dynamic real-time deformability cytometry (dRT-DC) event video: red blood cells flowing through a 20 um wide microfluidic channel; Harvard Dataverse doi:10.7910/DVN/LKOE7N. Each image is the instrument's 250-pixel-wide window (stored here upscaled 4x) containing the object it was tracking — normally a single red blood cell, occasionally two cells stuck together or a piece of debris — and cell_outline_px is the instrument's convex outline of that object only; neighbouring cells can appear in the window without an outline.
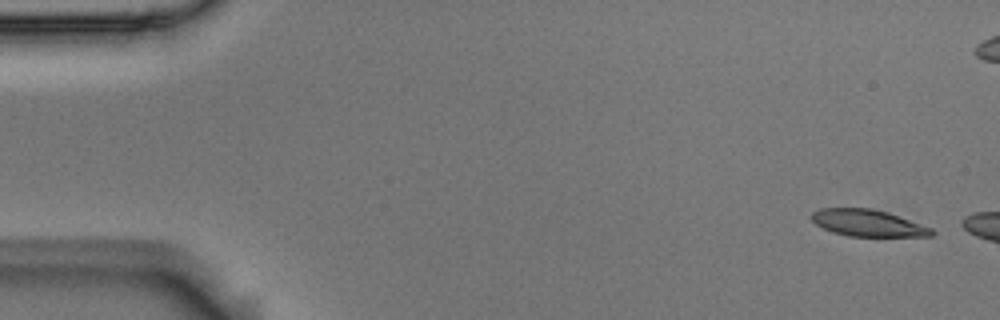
{"species": "Egyptian fruit bat (a non-hibernating species)", "species_latin": "Rousettus aegyptiacus", "temperature_condition": "room temperature", "stored_images_in_passage": 3, "camera_frame_rate_fps": 3000, "um_per_image_px": 0.085, "animal": {"sex": "male"}, "frame": {"image": 1, "passage_image": 1, "time_ms": 0.0, "image_size_px": [1000, 320], "cell_outline_px": [[936, 232], [932, 236], [848, 236], [832, 232], [816, 224], [808, 216], [812, 212], [820, 208], [868, 208], [888, 212], [932, 228]], "centroid_in_image_um": [73.75, 18.95], "position_along_channel_um": 11.3, "area_um2": 18.73}}